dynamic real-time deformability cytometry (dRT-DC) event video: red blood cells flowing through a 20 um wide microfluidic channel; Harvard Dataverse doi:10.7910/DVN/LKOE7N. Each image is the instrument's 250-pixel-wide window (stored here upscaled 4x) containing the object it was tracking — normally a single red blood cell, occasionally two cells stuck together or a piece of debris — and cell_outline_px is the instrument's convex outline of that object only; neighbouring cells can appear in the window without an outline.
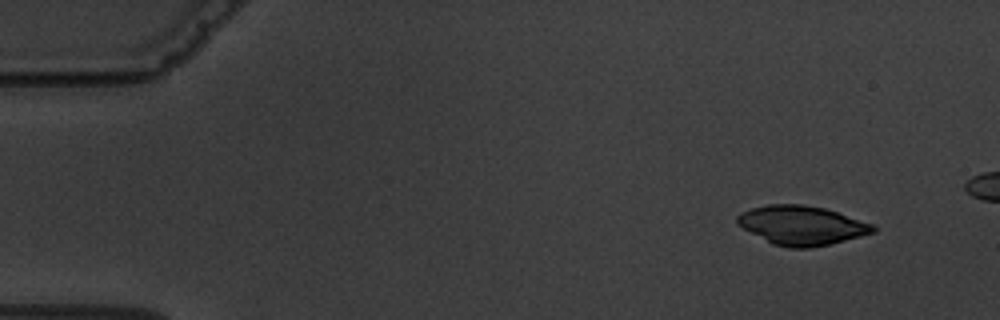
{"species": "common noctule bat (a hibernating species)", "species_latin": "Nyctalus noctula", "temperature_condition": "warm", "stored_images_in_passage": 5, "camera_frame_rate_fps": 3000, "um_per_image_px": 0.085, "animal": {"sex": "male", "body_mass_g": 19.5, "forearm_length_mm": 54.6}, "frame": {"image": 1, "passage_image": 1, "time_ms": 0.0, "image_size_px": [1000, 320], "cell_outline_px": [[876, 232], [812, 248], [792, 248], [772, 244], [736, 224], [736, 216], [740, 212], [752, 208], [768, 204], [804, 204], [824, 208], [872, 224], [876, 228]], "centroid_in_image_um": [68.1, 19.15], "position_along_channel_um": 16.9, "area_um2": 30.75}}